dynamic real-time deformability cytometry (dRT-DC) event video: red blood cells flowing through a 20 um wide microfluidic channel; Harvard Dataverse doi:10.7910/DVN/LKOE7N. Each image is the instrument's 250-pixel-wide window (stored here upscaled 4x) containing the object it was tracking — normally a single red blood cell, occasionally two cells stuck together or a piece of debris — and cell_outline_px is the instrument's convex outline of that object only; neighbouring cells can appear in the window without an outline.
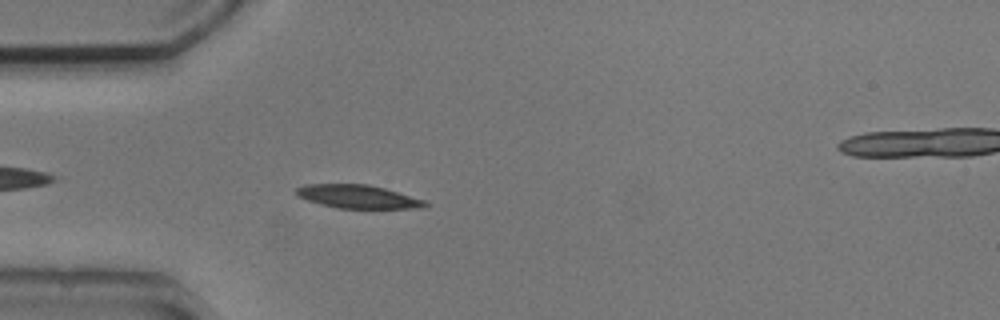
{"species": "common noctule bat (a hibernating species)", "species_latin": "Nyctalus noctula", "temperature_condition": "cold", "stored_images_in_passage": 44, "segment_of_instrument_passage": [1, 2], "camera_frame_rate_fps": 3000, "um_per_image_px": 0.085, "animal": {"sex": "male", "body_mass_g": 20.5, "forearm_length_mm": 52.5}, "frame": {"image": 1, "passage_image": 5, "time_ms": 1.333, "image_size_px": [1000, 320], "cell_outline_px": [[428, 204], [424, 208], [336, 208], [320, 204], [296, 196], [296, 188], [304, 184], [368, 184], [384, 188], [424, 200]], "centroid_in_image_um": [30.38, 16.71], "position_along_channel_um": 54.6, "area_um2": 17.46}}
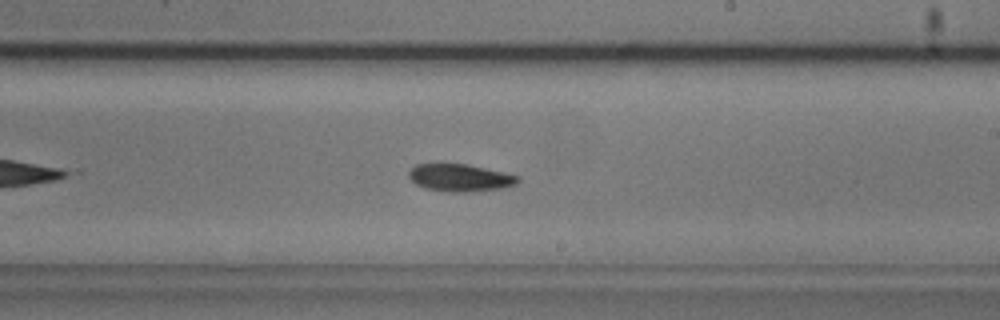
{"frame": {"image": 2, "passage_image": 21, "time_ms": 6.667, "image_size_px": [1000, 320], "cell_outline_px": [[520, 180], [516, 184], [500, 188], [468, 192], [448, 192], [424, 188], [416, 184], [408, 176], [408, 172], [416, 164], [468, 164], [520, 176]], "centroid_in_image_um": [39.09, 15.11], "position_along_channel_um": 249.9, "area_um2": 17.34}}
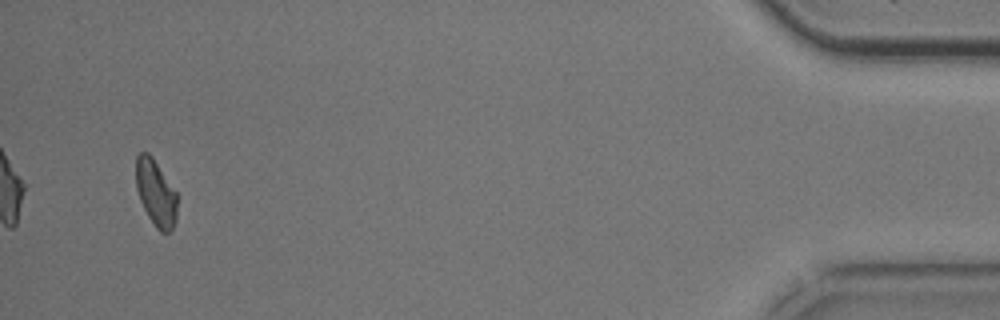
{"frame": {"image": 3, "passage_image": 41, "time_ms": 13.333, "image_size_px": [1000, 320], "cell_outline_px": [[176, 220], [172, 228], [168, 232], [160, 232], [156, 228], [148, 216], [140, 200], [136, 188], [136, 156], [140, 152], [148, 152], [152, 156], [176, 192]], "centroid_in_image_um": [13.22, 16.38], "position_along_channel_um": 422.0, "area_um2": 15.78}}